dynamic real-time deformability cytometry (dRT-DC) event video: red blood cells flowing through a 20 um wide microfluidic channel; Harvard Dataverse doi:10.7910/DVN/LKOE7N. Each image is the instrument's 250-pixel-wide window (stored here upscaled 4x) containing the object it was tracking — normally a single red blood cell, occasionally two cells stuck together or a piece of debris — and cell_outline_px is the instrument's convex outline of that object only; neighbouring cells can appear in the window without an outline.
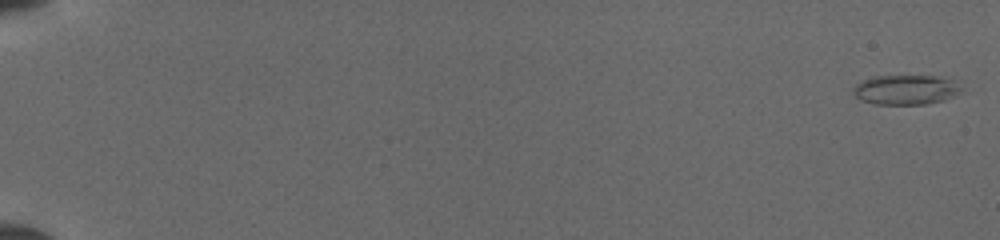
{"species": "common noctule bat (a hibernating species)", "species_latin": "Nyctalus noctula", "temperature_condition": "cold", "stored_images_in_passage": 52, "camera_frame_rate_fps": 3000, "um_per_image_px": 0.085, "animal": {"sex": "female", "body_mass_g": 19.5, "forearm_length_mm": 54.1}, "frame": {"image": 1, "passage_image": 2, "time_ms": 0.333, "image_size_px": [1000, 240], "cell_outline_px": [[956, 92], [944, 100], [924, 104], [876, 104], [864, 100], [856, 96], [856, 84], [864, 80], [876, 76], [932, 76], [952, 80], [956, 88]], "centroid_in_image_um": [76.93, 7.63], "position_along_channel_um": 8.1, "area_um2": 17.69}}
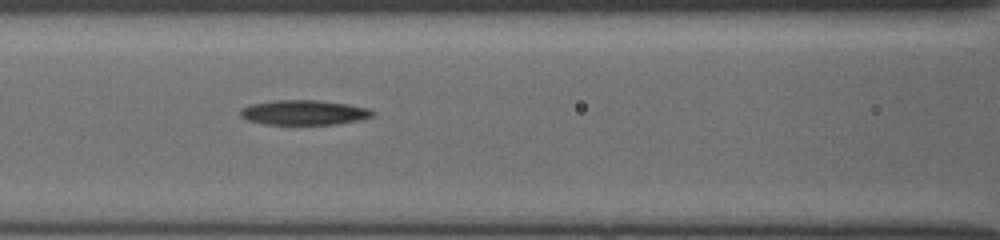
{"frame": {"image": 2, "passage_image": 26, "time_ms": 8.333, "image_size_px": [1000, 240], "cell_outline_px": [[376, 112], [372, 116], [356, 120], [336, 124], [264, 124], [248, 120], [240, 116], [240, 112], [244, 108], [252, 104], [272, 100], [316, 100], [348, 104], [368, 108]], "centroid_in_image_um": [25.84, 9.56], "position_along_channel_um": 140.8, "area_um2": 18.9}}
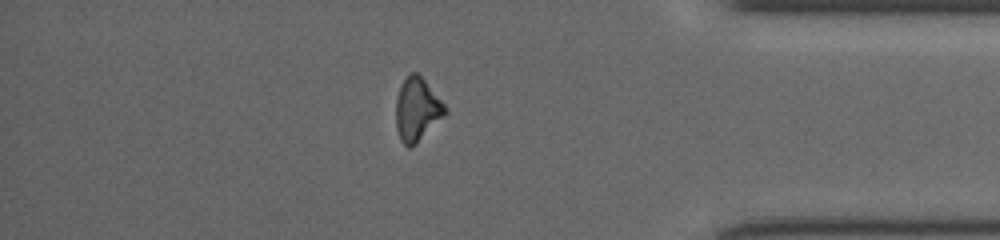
{"frame": {"image": 3, "passage_image": 46, "time_ms": 15.0, "image_size_px": [1000, 240], "cell_outline_px": [[448, 112], [416, 144], [408, 148], [400, 140], [396, 128], [396, 100], [400, 84], [408, 72], [416, 72], [424, 80], [448, 108]], "centroid_in_image_um": [35.44, 9.3], "position_along_channel_um": 399.8, "area_um2": 18.21}}